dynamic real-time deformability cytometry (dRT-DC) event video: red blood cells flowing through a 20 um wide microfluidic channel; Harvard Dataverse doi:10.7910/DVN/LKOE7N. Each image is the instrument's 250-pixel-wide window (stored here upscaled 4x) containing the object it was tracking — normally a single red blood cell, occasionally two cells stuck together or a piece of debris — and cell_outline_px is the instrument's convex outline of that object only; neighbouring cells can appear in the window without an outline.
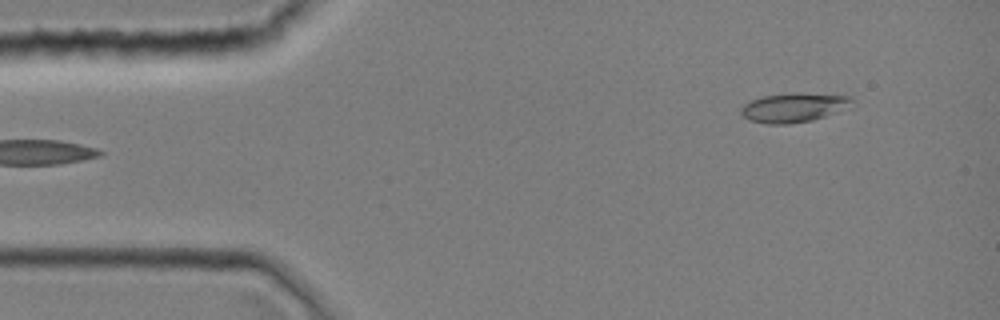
{"species": "common noctule bat (a hibernating species)", "species_latin": "Nyctalus noctula", "temperature_condition": "room temperature", "stored_images_in_passage": 1, "camera_frame_rate_fps": 3000, "um_per_image_px": 0.085, "animal": {"sex": "female", "body_mass_g": 19.0, "forearm_length_mm": 51.5}, "frame": {"image": 1, "passage_image": 1, "time_ms": 0.0, "image_size_px": [1000, 320], "cell_outline_px": [[856, 100], [836, 112], [812, 120], [788, 124], [768, 124], [748, 120], [740, 112], [740, 108], [748, 100], [764, 96], [792, 92], [800, 92], [852, 96]], "centroid_in_image_um": [67.42, 9.12], "position_along_channel_um": 17.6, "area_um2": 19.02}}